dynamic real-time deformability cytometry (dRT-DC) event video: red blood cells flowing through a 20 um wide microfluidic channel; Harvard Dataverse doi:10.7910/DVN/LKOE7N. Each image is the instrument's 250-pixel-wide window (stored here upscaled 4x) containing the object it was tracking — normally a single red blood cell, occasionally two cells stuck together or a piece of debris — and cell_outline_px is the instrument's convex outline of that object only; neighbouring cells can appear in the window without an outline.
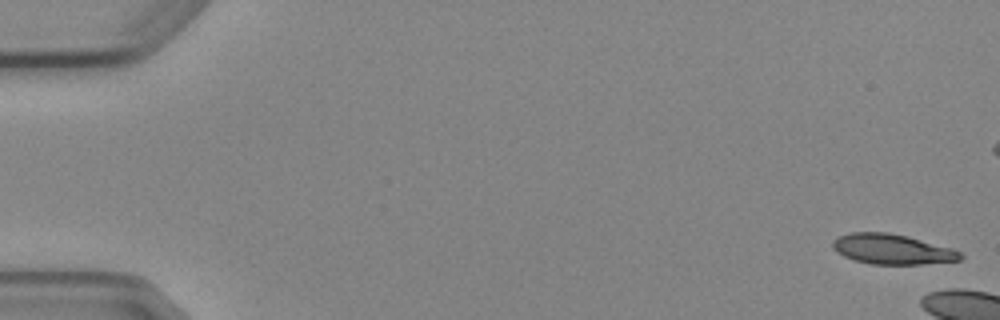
{"species": "Egyptian fruit bat (a non-hibernating species)", "species_latin": "Rousettus aegyptiacus", "temperature_condition": "cold", "stored_images_in_passage": 11, "camera_frame_rate_fps": 3000, "um_per_image_px": 0.085, "animal": {"sex": "female"}, "frame": {"image": 1, "passage_image": 1, "time_ms": 0.0, "image_size_px": [1000, 320], "cell_outline_px": [[964, 256], [960, 260], [920, 264], [872, 264], [856, 260], [844, 256], [836, 252], [832, 248], [832, 240], [840, 236], [852, 232], [888, 232], [908, 236], [952, 248], [960, 252]], "centroid_in_image_um": [75.83, 21.17], "position_along_channel_um": 9.2, "area_um2": 22.37}}